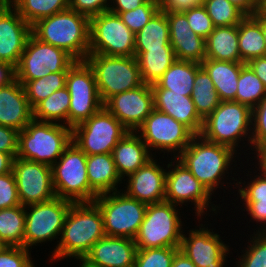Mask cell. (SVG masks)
I'll use <instances>...</instances> for the list:
<instances>
[{
    "label": "cell",
    "instance_id": "obj_1",
    "mask_svg": "<svg viewBox=\"0 0 266 267\" xmlns=\"http://www.w3.org/2000/svg\"><path fill=\"white\" fill-rule=\"evenodd\" d=\"M104 236L103 216L99 207L94 202L73 203L49 260H82L92 246Z\"/></svg>",
    "mask_w": 266,
    "mask_h": 267
},
{
    "label": "cell",
    "instance_id": "obj_2",
    "mask_svg": "<svg viewBox=\"0 0 266 267\" xmlns=\"http://www.w3.org/2000/svg\"><path fill=\"white\" fill-rule=\"evenodd\" d=\"M236 154L240 153L228 146L207 141L201 135H195L176 159L213 195L215 189L226 187L224 178L229 180L226 177L229 168L237 166L233 163Z\"/></svg>",
    "mask_w": 266,
    "mask_h": 267
},
{
    "label": "cell",
    "instance_id": "obj_3",
    "mask_svg": "<svg viewBox=\"0 0 266 267\" xmlns=\"http://www.w3.org/2000/svg\"><path fill=\"white\" fill-rule=\"evenodd\" d=\"M90 18L68 8L42 18L32 25V34L40 41L65 50L76 61L89 54Z\"/></svg>",
    "mask_w": 266,
    "mask_h": 267
},
{
    "label": "cell",
    "instance_id": "obj_4",
    "mask_svg": "<svg viewBox=\"0 0 266 267\" xmlns=\"http://www.w3.org/2000/svg\"><path fill=\"white\" fill-rule=\"evenodd\" d=\"M252 109L235 101H221L215 110L203 120L200 135L207 141L232 148L251 147ZM247 138V139H246ZM244 139V140H243ZM243 141L242 146L240 142Z\"/></svg>",
    "mask_w": 266,
    "mask_h": 267
},
{
    "label": "cell",
    "instance_id": "obj_5",
    "mask_svg": "<svg viewBox=\"0 0 266 267\" xmlns=\"http://www.w3.org/2000/svg\"><path fill=\"white\" fill-rule=\"evenodd\" d=\"M72 142V128L32 119L18 132V158L52 166Z\"/></svg>",
    "mask_w": 266,
    "mask_h": 267
},
{
    "label": "cell",
    "instance_id": "obj_6",
    "mask_svg": "<svg viewBox=\"0 0 266 267\" xmlns=\"http://www.w3.org/2000/svg\"><path fill=\"white\" fill-rule=\"evenodd\" d=\"M85 61L94 72L97 90L103 104L113 95L144 84L135 56L88 54Z\"/></svg>",
    "mask_w": 266,
    "mask_h": 267
},
{
    "label": "cell",
    "instance_id": "obj_7",
    "mask_svg": "<svg viewBox=\"0 0 266 267\" xmlns=\"http://www.w3.org/2000/svg\"><path fill=\"white\" fill-rule=\"evenodd\" d=\"M87 155L72 141L52 167L56 196L74 203L93 202L98 194L87 177Z\"/></svg>",
    "mask_w": 266,
    "mask_h": 267
},
{
    "label": "cell",
    "instance_id": "obj_8",
    "mask_svg": "<svg viewBox=\"0 0 266 267\" xmlns=\"http://www.w3.org/2000/svg\"><path fill=\"white\" fill-rule=\"evenodd\" d=\"M168 201L148 204L134 238L137 249L180 247L183 227L180 210Z\"/></svg>",
    "mask_w": 266,
    "mask_h": 267
},
{
    "label": "cell",
    "instance_id": "obj_9",
    "mask_svg": "<svg viewBox=\"0 0 266 267\" xmlns=\"http://www.w3.org/2000/svg\"><path fill=\"white\" fill-rule=\"evenodd\" d=\"M93 202L101 210L106 236L135 238L147 204L128 196L122 190L100 194Z\"/></svg>",
    "mask_w": 266,
    "mask_h": 267
},
{
    "label": "cell",
    "instance_id": "obj_10",
    "mask_svg": "<svg viewBox=\"0 0 266 267\" xmlns=\"http://www.w3.org/2000/svg\"><path fill=\"white\" fill-rule=\"evenodd\" d=\"M129 130L104 106L72 129V141L87 155L112 154Z\"/></svg>",
    "mask_w": 266,
    "mask_h": 267
},
{
    "label": "cell",
    "instance_id": "obj_11",
    "mask_svg": "<svg viewBox=\"0 0 266 267\" xmlns=\"http://www.w3.org/2000/svg\"><path fill=\"white\" fill-rule=\"evenodd\" d=\"M168 162L166 165L168 171L166 173L165 201L179 205V208L183 205H194L195 216L199 217L201 221L204 214L206 216L209 215V212L217 214L221 208L220 204H212V195L192 173L176 158H171Z\"/></svg>",
    "mask_w": 266,
    "mask_h": 267
},
{
    "label": "cell",
    "instance_id": "obj_12",
    "mask_svg": "<svg viewBox=\"0 0 266 267\" xmlns=\"http://www.w3.org/2000/svg\"><path fill=\"white\" fill-rule=\"evenodd\" d=\"M73 203L55 196L49 201L26 205L24 247L31 250L41 242L58 239Z\"/></svg>",
    "mask_w": 266,
    "mask_h": 267
},
{
    "label": "cell",
    "instance_id": "obj_13",
    "mask_svg": "<svg viewBox=\"0 0 266 267\" xmlns=\"http://www.w3.org/2000/svg\"><path fill=\"white\" fill-rule=\"evenodd\" d=\"M89 54L135 56V34L117 14L102 12L90 18Z\"/></svg>",
    "mask_w": 266,
    "mask_h": 267
},
{
    "label": "cell",
    "instance_id": "obj_14",
    "mask_svg": "<svg viewBox=\"0 0 266 267\" xmlns=\"http://www.w3.org/2000/svg\"><path fill=\"white\" fill-rule=\"evenodd\" d=\"M75 62L65 50L44 43L31 34L15 68V78L24 85L52 72H68Z\"/></svg>",
    "mask_w": 266,
    "mask_h": 267
},
{
    "label": "cell",
    "instance_id": "obj_15",
    "mask_svg": "<svg viewBox=\"0 0 266 267\" xmlns=\"http://www.w3.org/2000/svg\"><path fill=\"white\" fill-rule=\"evenodd\" d=\"M135 132L147 145L151 154V150H161L159 152H163V155L165 152L167 156L170 153L171 158H176L195 136L184 124L155 108Z\"/></svg>",
    "mask_w": 266,
    "mask_h": 267
},
{
    "label": "cell",
    "instance_id": "obj_16",
    "mask_svg": "<svg viewBox=\"0 0 266 267\" xmlns=\"http://www.w3.org/2000/svg\"><path fill=\"white\" fill-rule=\"evenodd\" d=\"M66 87L70 94L68 127L74 128L98 112L100 99L95 75L86 61H76L68 70Z\"/></svg>",
    "mask_w": 266,
    "mask_h": 267
},
{
    "label": "cell",
    "instance_id": "obj_17",
    "mask_svg": "<svg viewBox=\"0 0 266 267\" xmlns=\"http://www.w3.org/2000/svg\"><path fill=\"white\" fill-rule=\"evenodd\" d=\"M12 171L21 205L49 201L56 196L51 166L15 157Z\"/></svg>",
    "mask_w": 266,
    "mask_h": 267
},
{
    "label": "cell",
    "instance_id": "obj_18",
    "mask_svg": "<svg viewBox=\"0 0 266 267\" xmlns=\"http://www.w3.org/2000/svg\"><path fill=\"white\" fill-rule=\"evenodd\" d=\"M206 225L209 224L201 223L198 226L199 229L188 230V235L183 230L179 250L197 267H224L230 245L225 244L220 235L214 233L213 229L206 228Z\"/></svg>",
    "mask_w": 266,
    "mask_h": 267
},
{
    "label": "cell",
    "instance_id": "obj_19",
    "mask_svg": "<svg viewBox=\"0 0 266 267\" xmlns=\"http://www.w3.org/2000/svg\"><path fill=\"white\" fill-rule=\"evenodd\" d=\"M103 106L129 131L135 132L154 109L151 84L143 85L110 97Z\"/></svg>",
    "mask_w": 266,
    "mask_h": 267
},
{
    "label": "cell",
    "instance_id": "obj_20",
    "mask_svg": "<svg viewBox=\"0 0 266 267\" xmlns=\"http://www.w3.org/2000/svg\"><path fill=\"white\" fill-rule=\"evenodd\" d=\"M32 34L29 25L7 1H0V61L17 67L27 40Z\"/></svg>",
    "mask_w": 266,
    "mask_h": 267
},
{
    "label": "cell",
    "instance_id": "obj_21",
    "mask_svg": "<svg viewBox=\"0 0 266 267\" xmlns=\"http://www.w3.org/2000/svg\"><path fill=\"white\" fill-rule=\"evenodd\" d=\"M154 159L153 157L124 179V182L127 181L126 189H122L128 196L147 205L165 201L167 167L159 165L160 163Z\"/></svg>",
    "mask_w": 266,
    "mask_h": 267
},
{
    "label": "cell",
    "instance_id": "obj_22",
    "mask_svg": "<svg viewBox=\"0 0 266 267\" xmlns=\"http://www.w3.org/2000/svg\"><path fill=\"white\" fill-rule=\"evenodd\" d=\"M137 246L134 239L104 236L82 261L90 267H133Z\"/></svg>",
    "mask_w": 266,
    "mask_h": 267
},
{
    "label": "cell",
    "instance_id": "obj_23",
    "mask_svg": "<svg viewBox=\"0 0 266 267\" xmlns=\"http://www.w3.org/2000/svg\"><path fill=\"white\" fill-rule=\"evenodd\" d=\"M169 22L170 45L177 60L202 63L206 59L205 39L194 33L184 12H165Z\"/></svg>",
    "mask_w": 266,
    "mask_h": 267
},
{
    "label": "cell",
    "instance_id": "obj_24",
    "mask_svg": "<svg viewBox=\"0 0 266 267\" xmlns=\"http://www.w3.org/2000/svg\"><path fill=\"white\" fill-rule=\"evenodd\" d=\"M33 119L23 85L15 78L0 87V125L22 131Z\"/></svg>",
    "mask_w": 266,
    "mask_h": 267
},
{
    "label": "cell",
    "instance_id": "obj_25",
    "mask_svg": "<svg viewBox=\"0 0 266 267\" xmlns=\"http://www.w3.org/2000/svg\"><path fill=\"white\" fill-rule=\"evenodd\" d=\"M154 108L173 117L188 127L195 135H200L203 119L196 112L191 96L168 93V89H152Z\"/></svg>",
    "mask_w": 266,
    "mask_h": 267
},
{
    "label": "cell",
    "instance_id": "obj_26",
    "mask_svg": "<svg viewBox=\"0 0 266 267\" xmlns=\"http://www.w3.org/2000/svg\"><path fill=\"white\" fill-rule=\"evenodd\" d=\"M155 156L156 154L153 156L150 153L141 137L132 131H129L112 150L116 171L123 181L125 176H130Z\"/></svg>",
    "mask_w": 266,
    "mask_h": 267
},
{
    "label": "cell",
    "instance_id": "obj_27",
    "mask_svg": "<svg viewBox=\"0 0 266 267\" xmlns=\"http://www.w3.org/2000/svg\"><path fill=\"white\" fill-rule=\"evenodd\" d=\"M87 177L90 187L98 194L121 190L123 181L118 175L112 154L87 156Z\"/></svg>",
    "mask_w": 266,
    "mask_h": 267
},
{
    "label": "cell",
    "instance_id": "obj_28",
    "mask_svg": "<svg viewBox=\"0 0 266 267\" xmlns=\"http://www.w3.org/2000/svg\"><path fill=\"white\" fill-rule=\"evenodd\" d=\"M245 63L205 59L201 66L213 81L221 101H235L237 83Z\"/></svg>",
    "mask_w": 266,
    "mask_h": 267
},
{
    "label": "cell",
    "instance_id": "obj_29",
    "mask_svg": "<svg viewBox=\"0 0 266 267\" xmlns=\"http://www.w3.org/2000/svg\"><path fill=\"white\" fill-rule=\"evenodd\" d=\"M201 63L194 61L175 60L154 84L152 89H168V93H178L191 96L196 72Z\"/></svg>",
    "mask_w": 266,
    "mask_h": 267
},
{
    "label": "cell",
    "instance_id": "obj_30",
    "mask_svg": "<svg viewBox=\"0 0 266 267\" xmlns=\"http://www.w3.org/2000/svg\"><path fill=\"white\" fill-rule=\"evenodd\" d=\"M205 43L206 59L241 62L238 25L215 27Z\"/></svg>",
    "mask_w": 266,
    "mask_h": 267
},
{
    "label": "cell",
    "instance_id": "obj_31",
    "mask_svg": "<svg viewBox=\"0 0 266 267\" xmlns=\"http://www.w3.org/2000/svg\"><path fill=\"white\" fill-rule=\"evenodd\" d=\"M238 41L241 63L266 56V45L261 26V9L253 16H246L238 24Z\"/></svg>",
    "mask_w": 266,
    "mask_h": 267
},
{
    "label": "cell",
    "instance_id": "obj_32",
    "mask_svg": "<svg viewBox=\"0 0 266 267\" xmlns=\"http://www.w3.org/2000/svg\"><path fill=\"white\" fill-rule=\"evenodd\" d=\"M172 48L170 45L169 22L164 11L159 10L152 19L135 34V52L148 49Z\"/></svg>",
    "mask_w": 266,
    "mask_h": 267
},
{
    "label": "cell",
    "instance_id": "obj_33",
    "mask_svg": "<svg viewBox=\"0 0 266 267\" xmlns=\"http://www.w3.org/2000/svg\"><path fill=\"white\" fill-rule=\"evenodd\" d=\"M135 57L139 64L142 81L146 84H154L176 60L172 48L135 52Z\"/></svg>",
    "mask_w": 266,
    "mask_h": 267
},
{
    "label": "cell",
    "instance_id": "obj_34",
    "mask_svg": "<svg viewBox=\"0 0 266 267\" xmlns=\"http://www.w3.org/2000/svg\"><path fill=\"white\" fill-rule=\"evenodd\" d=\"M70 94L67 87L52 93L33 108V119L40 122H54L68 126Z\"/></svg>",
    "mask_w": 266,
    "mask_h": 267
},
{
    "label": "cell",
    "instance_id": "obj_35",
    "mask_svg": "<svg viewBox=\"0 0 266 267\" xmlns=\"http://www.w3.org/2000/svg\"><path fill=\"white\" fill-rule=\"evenodd\" d=\"M196 112L204 120L221 102L212 79L201 66L196 72L191 94Z\"/></svg>",
    "mask_w": 266,
    "mask_h": 267
},
{
    "label": "cell",
    "instance_id": "obj_36",
    "mask_svg": "<svg viewBox=\"0 0 266 267\" xmlns=\"http://www.w3.org/2000/svg\"><path fill=\"white\" fill-rule=\"evenodd\" d=\"M25 206L0 209V241L6 246L24 247Z\"/></svg>",
    "mask_w": 266,
    "mask_h": 267
},
{
    "label": "cell",
    "instance_id": "obj_37",
    "mask_svg": "<svg viewBox=\"0 0 266 267\" xmlns=\"http://www.w3.org/2000/svg\"><path fill=\"white\" fill-rule=\"evenodd\" d=\"M29 24L69 8V0H7Z\"/></svg>",
    "mask_w": 266,
    "mask_h": 267
},
{
    "label": "cell",
    "instance_id": "obj_38",
    "mask_svg": "<svg viewBox=\"0 0 266 267\" xmlns=\"http://www.w3.org/2000/svg\"><path fill=\"white\" fill-rule=\"evenodd\" d=\"M266 96V88L251 67L245 63L237 83L236 102L253 109Z\"/></svg>",
    "mask_w": 266,
    "mask_h": 267
},
{
    "label": "cell",
    "instance_id": "obj_39",
    "mask_svg": "<svg viewBox=\"0 0 266 267\" xmlns=\"http://www.w3.org/2000/svg\"><path fill=\"white\" fill-rule=\"evenodd\" d=\"M66 78L67 72H52L37 80L27 81L23 87L30 107L33 109L52 93L65 87Z\"/></svg>",
    "mask_w": 266,
    "mask_h": 267
},
{
    "label": "cell",
    "instance_id": "obj_40",
    "mask_svg": "<svg viewBox=\"0 0 266 267\" xmlns=\"http://www.w3.org/2000/svg\"><path fill=\"white\" fill-rule=\"evenodd\" d=\"M215 27L238 25L246 15L228 0H202Z\"/></svg>",
    "mask_w": 266,
    "mask_h": 267
},
{
    "label": "cell",
    "instance_id": "obj_41",
    "mask_svg": "<svg viewBox=\"0 0 266 267\" xmlns=\"http://www.w3.org/2000/svg\"><path fill=\"white\" fill-rule=\"evenodd\" d=\"M248 239L247 247L242 250L235 263L237 267H266V232H256ZM250 240V242H249Z\"/></svg>",
    "mask_w": 266,
    "mask_h": 267
},
{
    "label": "cell",
    "instance_id": "obj_42",
    "mask_svg": "<svg viewBox=\"0 0 266 267\" xmlns=\"http://www.w3.org/2000/svg\"><path fill=\"white\" fill-rule=\"evenodd\" d=\"M179 247L137 249L133 267H171Z\"/></svg>",
    "mask_w": 266,
    "mask_h": 267
},
{
    "label": "cell",
    "instance_id": "obj_43",
    "mask_svg": "<svg viewBox=\"0 0 266 267\" xmlns=\"http://www.w3.org/2000/svg\"><path fill=\"white\" fill-rule=\"evenodd\" d=\"M159 10L158 0H148L140 7L121 12L118 16L134 34H137Z\"/></svg>",
    "mask_w": 266,
    "mask_h": 267
},
{
    "label": "cell",
    "instance_id": "obj_44",
    "mask_svg": "<svg viewBox=\"0 0 266 267\" xmlns=\"http://www.w3.org/2000/svg\"><path fill=\"white\" fill-rule=\"evenodd\" d=\"M245 176H250V182H247L245 180H242L239 178L240 181H237L234 177H232V180H234L233 183L227 182L226 184L232 185L235 184V188L238 190L237 193L239 194L240 200H265L266 199V174H263L261 172L257 173L256 175L252 176L253 174ZM259 174V175H258ZM252 176V178H251ZM235 181H237L235 183ZM244 181V182H241ZM237 184V185H236ZM243 184V186H242ZM246 184V185H245Z\"/></svg>",
    "mask_w": 266,
    "mask_h": 267
},
{
    "label": "cell",
    "instance_id": "obj_45",
    "mask_svg": "<svg viewBox=\"0 0 266 267\" xmlns=\"http://www.w3.org/2000/svg\"><path fill=\"white\" fill-rule=\"evenodd\" d=\"M190 29L198 36L206 39L215 26L203 5L184 11Z\"/></svg>",
    "mask_w": 266,
    "mask_h": 267
},
{
    "label": "cell",
    "instance_id": "obj_46",
    "mask_svg": "<svg viewBox=\"0 0 266 267\" xmlns=\"http://www.w3.org/2000/svg\"><path fill=\"white\" fill-rule=\"evenodd\" d=\"M30 252L25 247L5 246L0 252V267H35Z\"/></svg>",
    "mask_w": 266,
    "mask_h": 267
},
{
    "label": "cell",
    "instance_id": "obj_47",
    "mask_svg": "<svg viewBox=\"0 0 266 267\" xmlns=\"http://www.w3.org/2000/svg\"><path fill=\"white\" fill-rule=\"evenodd\" d=\"M266 141V96L252 109L251 150Z\"/></svg>",
    "mask_w": 266,
    "mask_h": 267
},
{
    "label": "cell",
    "instance_id": "obj_48",
    "mask_svg": "<svg viewBox=\"0 0 266 267\" xmlns=\"http://www.w3.org/2000/svg\"><path fill=\"white\" fill-rule=\"evenodd\" d=\"M21 205L13 171L0 175V209Z\"/></svg>",
    "mask_w": 266,
    "mask_h": 267
},
{
    "label": "cell",
    "instance_id": "obj_49",
    "mask_svg": "<svg viewBox=\"0 0 266 267\" xmlns=\"http://www.w3.org/2000/svg\"><path fill=\"white\" fill-rule=\"evenodd\" d=\"M111 0H69V8L91 18L109 9Z\"/></svg>",
    "mask_w": 266,
    "mask_h": 267
},
{
    "label": "cell",
    "instance_id": "obj_50",
    "mask_svg": "<svg viewBox=\"0 0 266 267\" xmlns=\"http://www.w3.org/2000/svg\"><path fill=\"white\" fill-rule=\"evenodd\" d=\"M245 207L242 211H247V215L250 216V222L256 221L259 223V227L256 228V232H266V199L265 200H240ZM261 227V228H260Z\"/></svg>",
    "mask_w": 266,
    "mask_h": 267
},
{
    "label": "cell",
    "instance_id": "obj_51",
    "mask_svg": "<svg viewBox=\"0 0 266 267\" xmlns=\"http://www.w3.org/2000/svg\"><path fill=\"white\" fill-rule=\"evenodd\" d=\"M18 132L14 128L0 125V152L17 157Z\"/></svg>",
    "mask_w": 266,
    "mask_h": 267
},
{
    "label": "cell",
    "instance_id": "obj_52",
    "mask_svg": "<svg viewBox=\"0 0 266 267\" xmlns=\"http://www.w3.org/2000/svg\"><path fill=\"white\" fill-rule=\"evenodd\" d=\"M160 10L164 12H184L202 5V0H158Z\"/></svg>",
    "mask_w": 266,
    "mask_h": 267
},
{
    "label": "cell",
    "instance_id": "obj_53",
    "mask_svg": "<svg viewBox=\"0 0 266 267\" xmlns=\"http://www.w3.org/2000/svg\"><path fill=\"white\" fill-rule=\"evenodd\" d=\"M147 1L148 0H111L108 11L118 15L121 12L134 10Z\"/></svg>",
    "mask_w": 266,
    "mask_h": 267
},
{
    "label": "cell",
    "instance_id": "obj_54",
    "mask_svg": "<svg viewBox=\"0 0 266 267\" xmlns=\"http://www.w3.org/2000/svg\"><path fill=\"white\" fill-rule=\"evenodd\" d=\"M240 9L246 16L255 15L262 7L263 0H228Z\"/></svg>",
    "mask_w": 266,
    "mask_h": 267
},
{
    "label": "cell",
    "instance_id": "obj_55",
    "mask_svg": "<svg viewBox=\"0 0 266 267\" xmlns=\"http://www.w3.org/2000/svg\"><path fill=\"white\" fill-rule=\"evenodd\" d=\"M266 88V56L254 58L247 63Z\"/></svg>",
    "mask_w": 266,
    "mask_h": 267
},
{
    "label": "cell",
    "instance_id": "obj_56",
    "mask_svg": "<svg viewBox=\"0 0 266 267\" xmlns=\"http://www.w3.org/2000/svg\"><path fill=\"white\" fill-rule=\"evenodd\" d=\"M252 151H255L254 153L250 152L249 154H254L257 155L256 157L254 156L255 161L257 160L256 164L259 168L257 171L266 174V141L257 145Z\"/></svg>",
    "mask_w": 266,
    "mask_h": 267
},
{
    "label": "cell",
    "instance_id": "obj_57",
    "mask_svg": "<svg viewBox=\"0 0 266 267\" xmlns=\"http://www.w3.org/2000/svg\"><path fill=\"white\" fill-rule=\"evenodd\" d=\"M15 79V68L10 64L0 61V87L9 84Z\"/></svg>",
    "mask_w": 266,
    "mask_h": 267
},
{
    "label": "cell",
    "instance_id": "obj_58",
    "mask_svg": "<svg viewBox=\"0 0 266 267\" xmlns=\"http://www.w3.org/2000/svg\"><path fill=\"white\" fill-rule=\"evenodd\" d=\"M14 156L0 152V175L12 172Z\"/></svg>",
    "mask_w": 266,
    "mask_h": 267
},
{
    "label": "cell",
    "instance_id": "obj_59",
    "mask_svg": "<svg viewBox=\"0 0 266 267\" xmlns=\"http://www.w3.org/2000/svg\"><path fill=\"white\" fill-rule=\"evenodd\" d=\"M171 267H197L183 252L175 253Z\"/></svg>",
    "mask_w": 266,
    "mask_h": 267
},
{
    "label": "cell",
    "instance_id": "obj_60",
    "mask_svg": "<svg viewBox=\"0 0 266 267\" xmlns=\"http://www.w3.org/2000/svg\"><path fill=\"white\" fill-rule=\"evenodd\" d=\"M261 26L264 35V42L266 45V8L264 6L261 8Z\"/></svg>",
    "mask_w": 266,
    "mask_h": 267
},
{
    "label": "cell",
    "instance_id": "obj_61",
    "mask_svg": "<svg viewBox=\"0 0 266 267\" xmlns=\"http://www.w3.org/2000/svg\"><path fill=\"white\" fill-rule=\"evenodd\" d=\"M79 262H81L80 265L78 264L79 267H90L89 265L85 264L82 260H79Z\"/></svg>",
    "mask_w": 266,
    "mask_h": 267
},
{
    "label": "cell",
    "instance_id": "obj_62",
    "mask_svg": "<svg viewBox=\"0 0 266 267\" xmlns=\"http://www.w3.org/2000/svg\"><path fill=\"white\" fill-rule=\"evenodd\" d=\"M6 245L2 242V241H0V252L3 250V248L5 247Z\"/></svg>",
    "mask_w": 266,
    "mask_h": 267
},
{
    "label": "cell",
    "instance_id": "obj_63",
    "mask_svg": "<svg viewBox=\"0 0 266 267\" xmlns=\"http://www.w3.org/2000/svg\"><path fill=\"white\" fill-rule=\"evenodd\" d=\"M263 6L266 8V0H263Z\"/></svg>",
    "mask_w": 266,
    "mask_h": 267
}]
</instances>
